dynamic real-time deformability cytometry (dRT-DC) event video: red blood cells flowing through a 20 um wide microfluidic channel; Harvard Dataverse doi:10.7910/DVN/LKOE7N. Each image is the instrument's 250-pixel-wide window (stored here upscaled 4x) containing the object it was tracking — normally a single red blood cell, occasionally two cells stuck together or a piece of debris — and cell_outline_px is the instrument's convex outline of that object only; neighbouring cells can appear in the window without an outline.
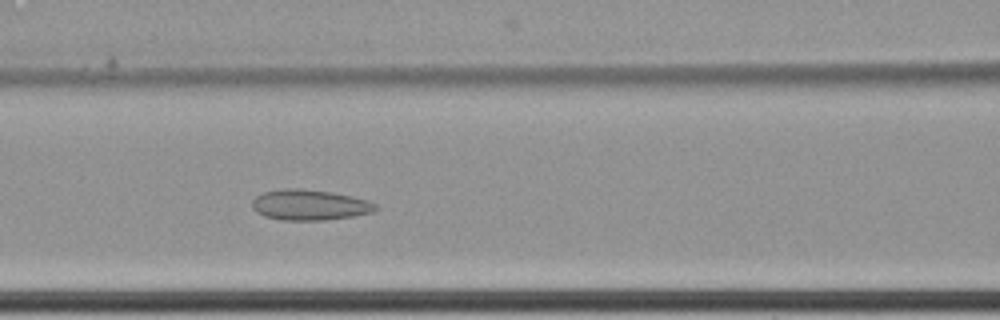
{"species": "common noctule bat (a hibernating species)", "species_latin": "Nyctalus noctula", "temperature_condition": "cold", "stored_images_in_passage": 8, "camera_frame_rate_fps": 3000, "um_per_image_px": 0.085, "animal": {"sex": "female", "body_mass_g": 22.7, "forearm_length_mm": 54.2}, "frame": {"image": 1, "passage_image": 8, "time_ms": 2.333, "image_size_px": [1000, 320], "cell_outline_px": [[380, 208], [372, 212], [352, 216], [324, 220], [280, 220], [264, 216], [256, 212], [252, 208], [252, 200], [260, 192], [280, 188], [300, 188], [332, 192], [352, 196], [376, 204]], "centroid_in_image_um": [26.26, 17.41], "position_along_channel_um": 140.3, "area_um2": 22.2}}